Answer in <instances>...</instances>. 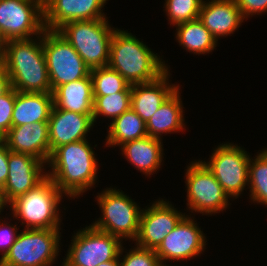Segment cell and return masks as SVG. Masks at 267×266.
Wrapping results in <instances>:
<instances>
[{
  "label": "cell",
  "mask_w": 267,
  "mask_h": 266,
  "mask_svg": "<svg viewBox=\"0 0 267 266\" xmlns=\"http://www.w3.org/2000/svg\"><path fill=\"white\" fill-rule=\"evenodd\" d=\"M47 176L68 198L83 195L97 181L98 161L87 139L57 147L47 163Z\"/></svg>",
  "instance_id": "cell-1"
},
{
  "label": "cell",
  "mask_w": 267,
  "mask_h": 266,
  "mask_svg": "<svg viewBox=\"0 0 267 266\" xmlns=\"http://www.w3.org/2000/svg\"><path fill=\"white\" fill-rule=\"evenodd\" d=\"M2 63L17 92L52 93L43 33L34 39L6 41Z\"/></svg>",
  "instance_id": "cell-2"
},
{
  "label": "cell",
  "mask_w": 267,
  "mask_h": 266,
  "mask_svg": "<svg viewBox=\"0 0 267 266\" xmlns=\"http://www.w3.org/2000/svg\"><path fill=\"white\" fill-rule=\"evenodd\" d=\"M108 66L130 85L153 82L169 70L164 60L153 53L142 40L117 28L110 44Z\"/></svg>",
  "instance_id": "cell-3"
},
{
  "label": "cell",
  "mask_w": 267,
  "mask_h": 266,
  "mask_svg": "<svg viewBox=\"0 0 267 266\" xmlns=\"http://www.w3.org/2000/svg\"><path fill=\"white\" fill-rule=\"evenodd\" d=\"M64 194L47 176L41 183L8 206L14 219H20L25 229H61L59 204Z\"/></svg>",
  "instance_id": "cell-4"
},
{
  "label": "cell",
  "mask_w": 267,
  "mask_h": 266,
  "mask_svg": "<svg viewBox=\"0 0 267 266\" xmlns=\"http://www.w3.org/2000/svg\"><path fill=\"white\" fill-rule=\"evenodd\" d=\"M107 19L71 21L57 30L90 70L109 64L110 44L116 29L111 27Z\"/></svg>",
  "instance_id": "cell-5"
},
{
  "label": "cell",
  "mask_w": 267,
  "mask_h": 266,
  "mask_svg": "<svg viewBox=\"0 0 267 266\" xmlns=\"http://www.w3.org/2000/svg\"><path fill=\"white\" fill-rule=\"evenodd\" d=\"M102 216L91 224L97 230L134 241L139 230L142 209L132 198L115 187L106 188L96 196Z\"/></svg>",
  "instance_id": "cell-6"
},
{
  "label": "cell",
  "mask_w": 267,
  "mask_h": 266,
  "mask_svg": "<svg viewBox=\"0 0 267 266\" xmlns=\"http://www.w3.org/2000/svg\"><path fill=\"white\" fill-rule=\"evenodd\" d=\"M23 230L0 266H52L60 255V229Z\"/></svg>",
  "instance_id": "cell-7"
},
{
  "label": "cell",
  "mask_w": 267,
  "mask_h": 266,
  "mask_svg": "<svg viewBox=\"0 0 267 266\" xmlns=\"http://www.w3.org/2000/svg\"><path fill=\"white\" fill-rule=\"evenodd\" d=\"M43 51L52 92L62 84L90 75V68L58 31H43Z\"/></svg>",
  "instance_id": "cell-8"
},
{
  "label": "cell",
  "mask_w": 267,
  "mask_h": 266,
  "mask_svg": "<svg viewBox=\"0 0 267 266\" xmlns=\"http://www.w3.org/2000/svg\"><path fill=\"white\" fill-rule=\"evenodd\" d=\"M122 240L97 230L91 224L73 235L69 250L60 266H98L116 259Z\"/></svg>",
  "instance_id": "cell-9"
},
{
  "label": "cell",
  "mask_w": 267,
  "mask_h": 266,
  "mask_svg": "<svg viewBox=\"0 0 267 266\" xmlns=\"http://www.w3.org/2000/svg\"><path fill=\"white\" fill-rule=\"evenodd\" d=\"M213 150L209 162H201L215 176L229 198L237 199L248 186L251 156L234 143H222Z\"/></svg>",
  "instance_id": "cell-10"
},
{
  "label": "cell",
  "mask_w": 267,
  "mask_h": 266,
  "mask_svg": "<svg viewBox=\"0 0 267 266\" xmlns=\"http://www.w3.org/2000/svg\"><path fill=\"white\" fill-rule=\"evenodd\" d=\"M185 174L187 209L191 213L212 216L223 212L231 204L229 196L200 159L191 161Z\"/></svg>",
  "instance_id": "cell-11"
},
{
  "label": "cell",
  "mask_w": 267,
  "mask_h": 266,
  "mask_svg": "<svg viewBox=\"0 0 267 266\" xmlns=\"http://www.w3.org/2000/svg\"><path fill=\"white\" fill-rule=\"evenodd\" d=\"M44 30L43 0H0V32L6 41L31 39Z\"/></svg>",
  "instance_id": "cell-12"
},
{
  "label": "cell",
  "mask_w": 267,
  "mask_h": 266,
  "mask_svg": "<svg viewBox=\"0 0 267 266\" xmlns=\"http://www.w3.org/2000/svg\"><path fill=\"white\" fill-rule=\"evenodd\" d=\"M45 166L46 163L32 155L10 151L7 181L0 192L1 209L41 183L47 177Z\"/></svg>",
  "instance_id": "cell-13"
},
{
  "label": "cell",
  "mask_w": 267,
  "mask_h": 266,
  "mask_svg": "<svg viewBox=\"0 0 267 266\" xmlns=\"http://www.w3.org/2000/svg\"><path fill=\"white\" fill-rule=\"evenodd\" d=\"M185 216V213L178 211L169 201L157 199L150 207L141 211L139 230L134 240L136 245L156 250Z\"/></svg>",
  "instance_id": "cell-14"
},
{
  "label": "cell",
  "mask_w": 267,
  "mask_h": 266,
  "mask_svg": "<svg viewBox=\"0 0 267 266\" xmlns=\"http://www.w3.org/2000/svg\"><path fill=\"white\" fill-rule=\"evenodd\" d=\"M190 216L186 215L155 250L161 265L193 259L206 249L205 234Z\"/></svg>",
  "instance_id": "cell-15"
},
{
  "label": "cell",
  "mask_w": 267,
  "mask_h": 266,
  "mask_svg": "<svg viewBox=\"0 0 267 266\" xmlns=\"http://www.w3.org/2000/svg\"><path fill=\"white\" fill-rule=\"evenodd\" d=\"M106 1L108 0H43L44 28L57 31L71 21L107 18L102 9Z\"/></svg>",
  "instance_id": "cell-16"
},
{
  "label": "cell",
  "mask_w": 267,
  "mask_h": 266,
  "mask_svg": "<svg viewBox=\"0 0 267 266\" xmlns=\"http://www.w3.org/2000/svg\"><path fill=\"white\" fill-rule=\"evenodd\" d=\"M92 114H79L52 107L48 120L50 156L59 146L87 139L93 128Z\"/></svg>",
  "instance_id": "cell-17"
},
{
  "label": "cell",
  "mask_w": 267,
  "mask_h": 266,
  "mask_svg": "<svg viewBox=\"0 0 267 266\" xmlns=\"http://www.w3.org/2000/svg\"><path fill=\"white\" fill-rule=\"evenodd\" d=\"M2 141L10 151L32 155L46 164L50 159L48 122L11 127Z\"/></svg>",
  "instance_id": "cell-18"
},
{
  "label": "cell",
  "mask_w": 267,
  "mask_h": 266,
  "mask_svg": "<svg viewBox=\"0 0 267 266\" xmlns=\"http://www.w3.org/2000/svg\"><path fill=\"white\" fill-rule=\"evenodd\" d=\"M199 19L217 41L233 34L245 20L236 0H204Z\"/></svg>",
  "instance_id": "cell-19"
},
{
  "label": "cell",
  "mask_w": 267,
  "mask_h": 266,
  "mask_svg": "<svg viewBox=\"0 0 267 266\" xmlns=\"http://www.w3.org/2000/svg\"><path fill=\"white\" fill-rule=\"evenodd\" d=\"M170 70L157 80L149 83L132 85L131 108L147 123L165 100L179 85L170 84Z\"/></svg>",
  "instance_id": "cell-20"
},
{
  "label": "cell",
  "mask_w": 267,
  "mask_h": 266,
  "mask_svg": "<svg viewBox=\"0 0 267 266\" xmlns=\"http://www.w3.org/2000/svg\"><path fill=\"white\" fill-rule=\"evenodd\" d=\"M162 139L146 136L141 139L133 140L121 145L122 155L131 163L135 169L146 174L160 169L163 161V142Z\"/></svg>",
  "instance_id": "cell-21"
},
{
  "label": "cell",
  "mask_w": 267,
  "mask_h": 266,
  "mask_svg": "<svg viewBox=\"0 0 267 266\" xmlns=\"http://www.w3.org/2000/svg\"><path fill=\"white\" fill-rule=\"evenodd\" d=\"M56 108L79 114H92L93 89L91 76L58 86L53 92Z\"/></svg>",
  "instance_id": "cell-22"
},
{
  "label": "cell",
  "mask_w": 267,
  "mask_h": 266,
  "mask_svg": "<svg viewBox=\"0 0 267 266\" xmlns=\"http://www.w3.org/2000/svg\"><path fill=\"white\" fill-rule=\"evenodd\" d=\"M53 105V93L16 91L12 127L48 122Z\"/></svg>",
  "instance_id": "cell-23"
},
{
  "label": "cell",
  "mask_w": 267,
  "mask_h": 266,
  "mask_svg": "<svg viewBox=\"0 0 267 266\" xmlns=\"http://www.w3.org/2000/svg\"><path fill=\"white\" fill-rule=\"evenodd\" d=\"M178 87L146 123L148 136L162 139V134L181 132L185 129L183 103Z\"/></svg>",
  "instance_id": "cell-24"
},
{
  "label": "cell",
  "mask_w": 267,
  "mask_h": 266,
  "mask_svg": "<svg viewBox=\"0 0 267 266\" xmlns=\"http://www.w3.org/2000/svg\"><path fill=\"white\" fill-rule=\"evenodd\" d=\"M175 27L176 40L183 49L190 53L198 55L209 54L217 46L216 38L199 18L178 24Z\"/></svg>",
  "instance_id": "cell-25"
},
{
  "label": "cell",
  "mask_w": 267,
  "mask_h": 266,
  "mask_svg": "<svg viewBox=\"0 0 267 266\" xmlns=\"http://www.w3.org/2000/svg\"><path fill=\"white\" fill-rule=\"evenodd\" d=\"M108 127L105 147H120L127 142L148 136L146 123L132 108L111 121Z\"/></svg>",
  "instance_id": "cell-26"
},
{
  "label": "cell",
  "mask_w": 267,
  "mask_h": 266,
  "mask_svg": "<svg viewBox=\"0 0 267 266\" xmlns=\"http://www.w3.org/2000/svg\"><path fill=\"white\" fill-rule=\"evenodd\" d=\"M260 150L258 154L249 161L250 201L267 207V149Z\"/></svg>",
  "instance_id": "cell-27"
},
{
  "label": "cell",
  "mask_w": 267,
  "mask_h": 266,
  "mask_svg": "<svg viewBox=\"0 0 267 266\" xmlns=\"http://www.w3.org/2000/svg\"><path fill=\"white\" fill-rule=\"evenodd\" d=\"M93 96L112 95L121 91H131L130 85L116 70L109 66L92 69Z\"/></svg>",
  "instance_id": "cell-28"
},
{
  "label": "cell",
  "mask_w": 267,
  "mask_h": 266,
  "mask_svg": "<svg viewBox=\"0 0 267 266\" xmlns=\"http://www.w3.org/2000/svg\"><path fill=\"white\" fill-rule=\"evenodd\" d=\"M93 122L99 116H104L110 121L119 117L131 108V91H121L106 96H93Z\"/></svg>",
  "instance_id": "cell-29"
},
{
  "label": "cell",
  "mask_w": 267,
  "mask_h": 266,
  "mask_svg": "<svg viewBox=\"0 0 267 266\" xmlns=\"http://www.w3.org/2000/svg\"><path fill=\"white\" fill-rule=\"evenodd\" d=\"M204 0H165L164 11L170 25H178L199 18Z\"/></svg>",
  "instance_id": "cell-30"
},
{
  "label": "cell",
  "mask_w": 267,
  "mask_h": 266,
  "mask_svg": "<svg viewBox=\"0 0 267 266\" xmlns=\"http://www.w3.org/2000/svg\"><path fill=\"white\" fill-rule=\"evenodd\" d=\"M135 246L126 252L127 254L123 257L124 247H121L119 254L120 266H162L155 250Z\"/></svg>",
  "instance_id": "cell-31"
},
{
  "label": "cell",
  "mask_w": 267,
  "mask_h": 266,
  "mask_svg": "<svg viewBox=\"0 0 267 266\" xmlns=\"http://www.w3.org/2000/svg\"><path fill=\"white\" fill-rule=\"evenodd\" d=\"M15 98L16 90L14 88L0 97V138H3L12 127Z\"/></svg>",
  "instance_id": "cell-32"
},
{
  "label": "cell",
  "mask_w": 267,
  "mask_h": 266,
  "mask_svg": "<svg viewBox=\"0 0 267 266\" xmlns=\"http://www.w3.org/2000/svg\"><path fill=\"white\" fill-rule=\"evenodd\" d=\"M1 211L3 212V209H0V215ZM1 220L2 218L0 219V251L2 252L0 260L9 252L19 234L17 224L11 226L7 220Z\"/></svg>",
  "instance_id": "cell-33"
},
{
  "label": "cell",
  "mask_w": 267,
  "mask_h": 266,
  "mask_svg": "<svg viewBox=\"0 0 267 266\" xmlns=\"http://www.w3.org/2000/svg\"><path fill=\"white\" fill-rule=\"evenodd\" d=\"M243 18L267 12V0H236Z\"/></svg>",
  "instance_id": "cell-34"
},
{
  "label": "cell",
  "mask_w": 267,
  "mask_h": 266,
  "mask_svg": "<svg viewBox=\"0 0 267 266\" xmlns=\"http://www.w3.org/2000/svg\"><path fill=\"white\" fill-rule=\"evenodd\" d=\"M10 150L7 145L1 141L0 142V192L3 190V187L7 181V176L9 172L8 167V154Z\"/></svg>",
  "instance_id": "cell-35"
},
{
  "label": "cell",
  "mask_w": 267,
  "mask_h": 266,
  "mask_svg": "<svg viewBox=\"0 0 267 266\" xmlns=\"http://www.w3.org/2000/svg\"><path fill=\"white\" fill-rule=\"evenodd\" d=\"M11 88V80L2 65L0 67V97L5 95Z\"/></svg>",
  "instance_id": "cell-36"
},
{
  "label": "cell",
  "mask_w": 267,
  "mask_h": 266,
  "mask_svg": "<svg viewBox=\"0 0 267 266\" xmlns=\"http://www.w3.org/2000/svg\"><path fill=\"white\" fill-rule=\"evenodd\" d=\"M98 266H120L119 256L114 260L101 263Z\"/></svg>",
  "instance_id": "cell-37"
},
{
  "label": "cell",
  "mask_w": 267,
  "mask_h": 266,
  "mask_svg": "<svg viewBox=\"0 0 267 266\" xmlns=\"http://www.w3.org/2000/svg\"><path fill=\"white\" fill-rule=\"evenodd\" d=\"M5 45H6V40L4 39V37L2 36V34L0 32V55L2 57L4 54V50H5Z\"/></svg>",
  "instance_id": "cell-38"
},
{
  "label": "cell",
  "mask_w": 267,
  "mask_h": 266,
  "mask_svg": "<svg viewBox=\"0 0 267 266\" xmlns=\"http://www.w3.org/2000/svg\"><path fill=\"white\" fill-rule=\"evenodd\" d=\"M3 65L2 63V56L0 55V67Z\"/></svg>",
  "instance_id": "cell-39"
}]
</instances>
